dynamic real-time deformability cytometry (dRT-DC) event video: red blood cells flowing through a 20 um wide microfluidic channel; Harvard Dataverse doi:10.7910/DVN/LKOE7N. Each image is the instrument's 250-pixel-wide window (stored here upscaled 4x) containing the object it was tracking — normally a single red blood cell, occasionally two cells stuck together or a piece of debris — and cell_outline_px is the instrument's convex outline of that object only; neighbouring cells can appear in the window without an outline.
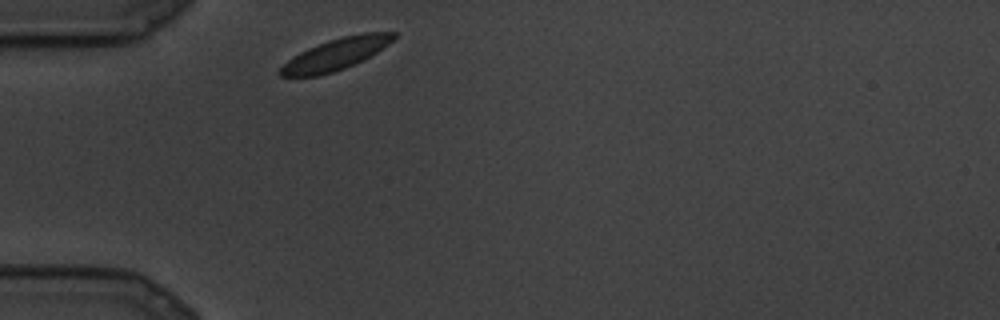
{"species": "common noctule bat (a hibernating species)", "species_latin": "Nyctalus noctula", "temperature_condition": "cold", "stored_images_in_passage": 10, "camera_frame_rate_fps": 3000, "um_per_image_px": 0.085, "animal": {"sex": "male", "body_mass_g": 19.5, "forearm_length_mm": 54.6}, "frame": {"image": 1, "passage_image": 1, "time_ms": 0.0, "image_size_px": [1000, 320], "cell_outline_px": [[396, 36], [388, 44], [376, 52], [344, 68], [332, 72], [316, 76], [280, 76], [276, 72], [288, 60], [300, 52], [308, 48], [328, 40], [344, 36], [364, 32], [396, 32]], "centroid_in_image_um": [28.51, 4.6], "position_along_channel_um": 56.5, "area_um2": 20.35}}
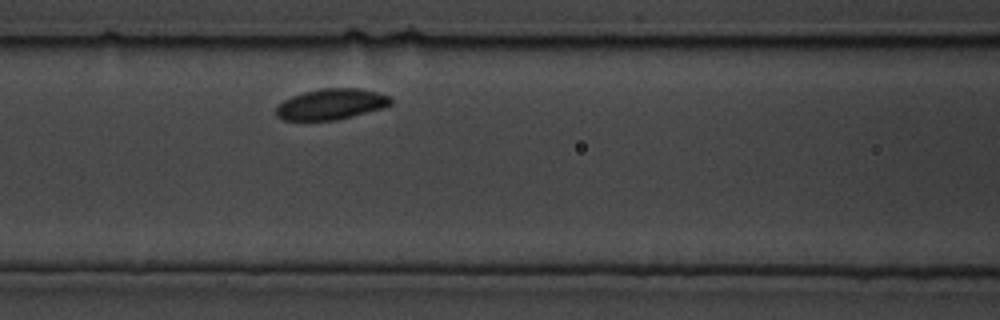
{"frame": {"image": 2, "passage_image": 5, "time_ms": 1.333, "image_size_px": [1000, 320], "cell_outline_px": [[392, 104], [384, 108], [336, 120], [284, 120], [276, 116], [276, 108], [284, 100], [292, 96], [304, 92], [324, 88], [360, 88], [376, 92], [388, 96], [392, 100]], "centroid_in_image_um": [28.16, 8.86], "position_along_channel_um": 138.4, "area_um2": 20.46}}
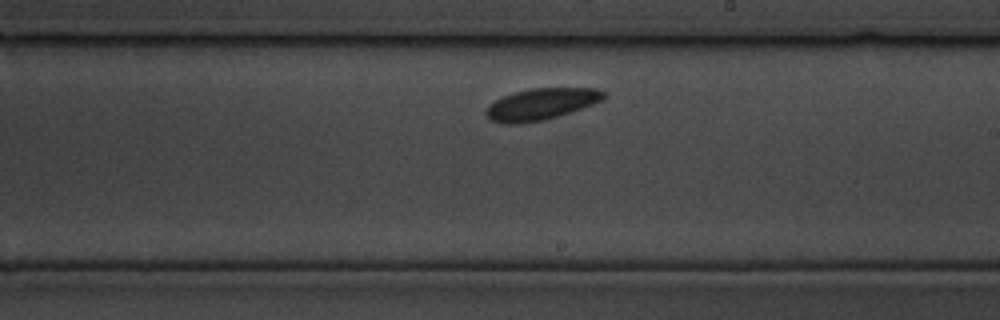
{"frame": {"image": 3, "passage_image": 9, "time_ms": 2.667, "image_size_px": [1000, 320], "cell_outline_px": [[604, 100], [544, 120], [520, 124], [504, 124], [492, 120], [484, 112], [496, 100], [504, 96], [516, 92], [532, 88], [596, 88], [604, 92]], "centroid_in_image_um": [46.0, 8.85], "position_along_channel_um": 243.0, "area_um2": 21.15}}